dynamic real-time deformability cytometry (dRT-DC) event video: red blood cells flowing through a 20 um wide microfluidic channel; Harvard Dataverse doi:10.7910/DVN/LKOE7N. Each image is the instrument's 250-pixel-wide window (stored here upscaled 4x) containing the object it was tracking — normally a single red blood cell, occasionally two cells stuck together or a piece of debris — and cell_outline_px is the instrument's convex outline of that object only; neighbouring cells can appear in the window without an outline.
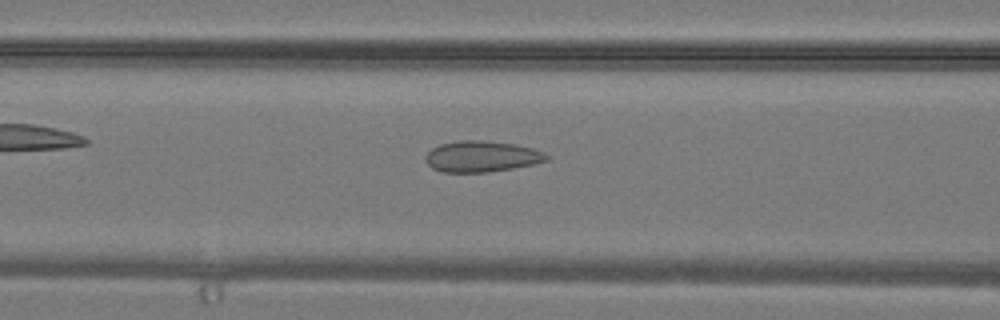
{"species": "common noctule bat (a hibernating species)", "species_latin": "Nyctalus noctula", "temperature_condition": "warm", "stored_images_in_passage": 24, "camera_frame_rate_fps": 3000, "um_per_image_px": 0.085, "animal": {"sex": "male", "body_mass_g": 19.2, "forearm_length_mm": 51.8}, "frame": {"image": 1, "passage_image": 5, "time_ms": 1.333, "image_size_px": [1000, 320], "cell_outline_px": [[548, 160], [532, 164], [512, 168], [488, 172], [440, 172], [432, 168], [424, 160], [424, 156], [432, 148], [440, 144], [460, 140], [480, 140], [516, 144], [532, 148], [544, 152], [548, 156]], "centroid_in_image_um": [40.9, 13.3], "position_along_channel_um": 125.7, "area_um2": 21.91}}
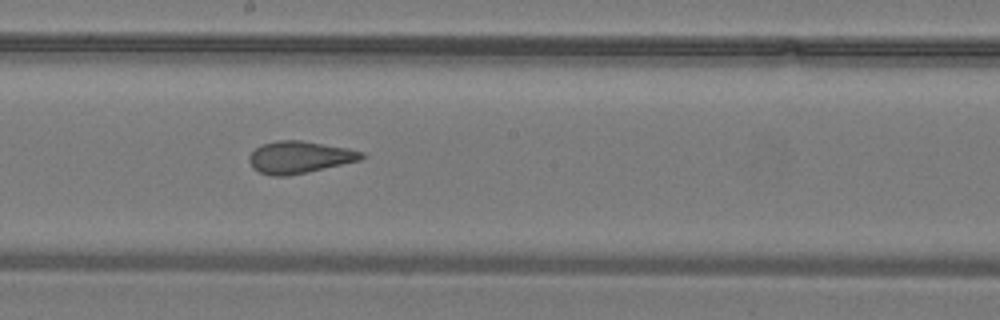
{"frame": {"image": 2, "passage_image": 10, "time_ms": 3.0, "image_size_px": [1000, 320], "cell_outline_px": [[368, 156], [360, 160], [288, 176], [272, 176], [260, 172], [252, 168], [248, 160], [248, 156], [260, 144], [276, 140], [300, 140], [348, 148], [364, 152]], "centroid_in_image_um": [25.44, 13.35], "position_along_channel_um": 222.8, "area_um2": 21.1}}
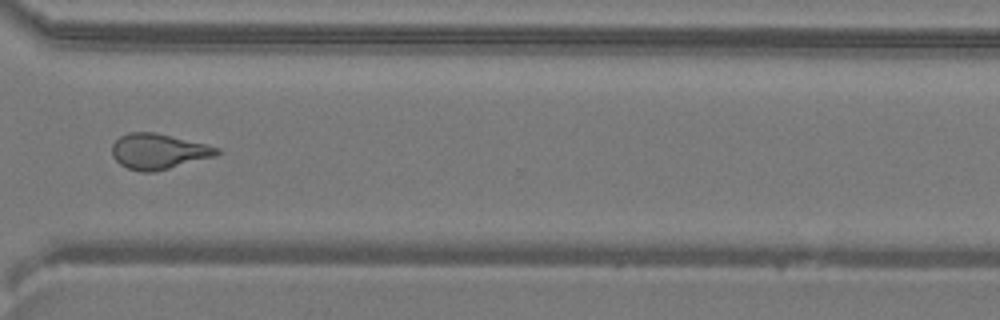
{"frame": {"image": 3, "passage_image": 17, "time_ms": 5.333, "image_size_px": [1000, 320], "cell_outline_px": [[220, 152], [216, 156], [156, 172], [140, 172], [128, 168], [120, 164], [112, 156], [112, 144], [120, 136], [128, 132], [156, 132], [208, 144], [220, 148]], "centroid_in_image_um": [13.49, 12.87], "position_along_channel_um": 357.1, "area_um2": 21.96}}